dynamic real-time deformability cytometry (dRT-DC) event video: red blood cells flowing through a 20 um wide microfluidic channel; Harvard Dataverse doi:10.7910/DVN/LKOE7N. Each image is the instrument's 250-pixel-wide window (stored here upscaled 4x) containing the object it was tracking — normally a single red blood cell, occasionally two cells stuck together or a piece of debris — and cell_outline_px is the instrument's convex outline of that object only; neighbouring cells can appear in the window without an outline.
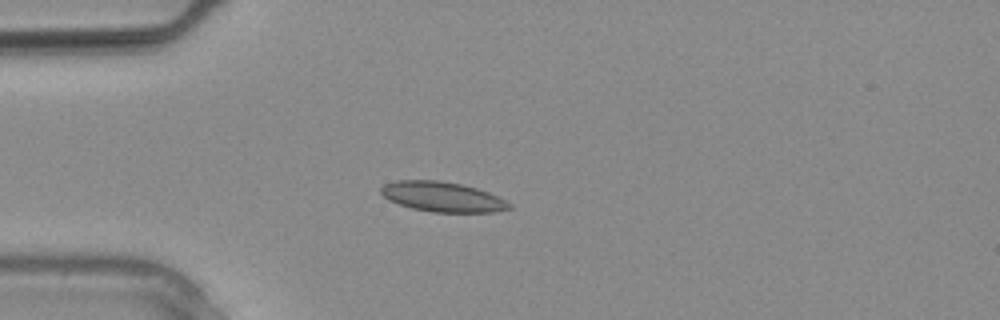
{"species": "common noctule bat (a hibernating species)", "species_latin": "Nyctalus noctula", "temperature_condition": "warm", "stored_images_in_passage": 15, "camera_frame_rate_fps": 3000, "um_per_image_px": 0.085, "animal": {"sex": "male", "body_mass_g": 20.4}, "frame": {"image": 1, "passage_image": 7, "time_ms": 2.0, "image_size_px": [1000, 320], "cell_outline_px": [[512, 208], [492, 212], [432, 212], [412, 208], [388, 200], [380, 192], [380, 188], [384, 184], [396, 180], [440, 180], [460, 184], [476, 188], [488, 192], [512, 204]], "centroid_in_image_um": [37.58, 16.72], "position_along_channel_um": 47.4, "area_um2": 22.31}}
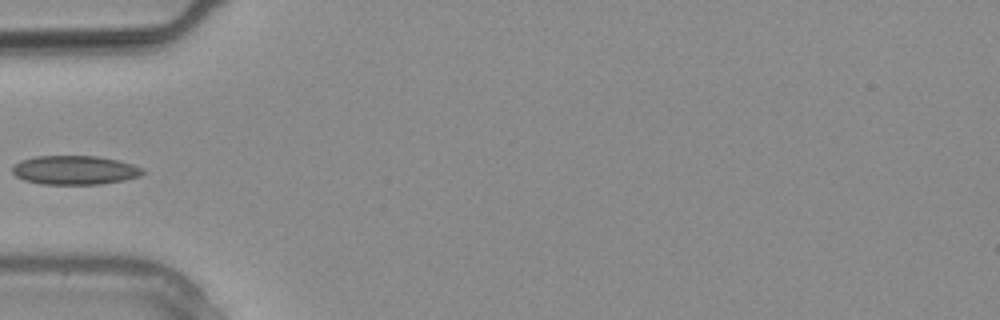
{"frame": {"image": 2, "passage_image": 9, "time_ms": 2.667, "image_size_px": [1000, 320], "cell_outline_px": [[144, 172], [140, 176], [124, 180], [100, 184], [40, 184], [24, 180], [16, 176], [12, 172], [12, 168], [20, 160], [36, 156], [100, 156], [120, 160], [144, 168]], "centroid_in_image_um": [6.37, 14.45], "position_along_channel_um": 78.6, "area_um2": 22.14}}